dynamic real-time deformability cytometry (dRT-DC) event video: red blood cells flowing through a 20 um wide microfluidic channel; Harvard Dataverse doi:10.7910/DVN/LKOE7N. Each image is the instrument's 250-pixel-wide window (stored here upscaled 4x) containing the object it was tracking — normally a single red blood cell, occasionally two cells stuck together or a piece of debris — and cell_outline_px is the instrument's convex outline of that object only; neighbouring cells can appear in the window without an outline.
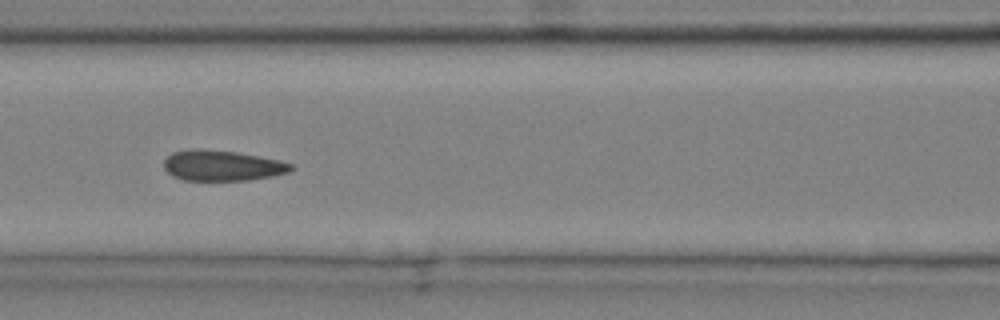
{"species": "common noctule bat (a hibernating species)", "species_latin": "Nyctalus noctula", "temperature_condition": "cold", "stored_images_in_passage": 11, "camera_frame_rate_fps": 3000, "um_per_image_px": 0.085, "animal": {"sex": "male", "body_mass_g": 20.4}, "frame": {"image": 1, "passage_image": 7, "time_ms": 2.0, "image_size_px": [1000, 320], "cell_outline_px": [[296, 168], [288, 172], [272, 176], [248, 180], [184, 180], [172, 176], [164, 168], [164, 160], [172, 152], [196, 148], [200, 148], [236, 152], [260, 156], [280, 160], [296, 164]], "centroid_in_image_um": [18.92, 14.06], "position_along_channel_um": 147.7, "area_um2": 22.83}}